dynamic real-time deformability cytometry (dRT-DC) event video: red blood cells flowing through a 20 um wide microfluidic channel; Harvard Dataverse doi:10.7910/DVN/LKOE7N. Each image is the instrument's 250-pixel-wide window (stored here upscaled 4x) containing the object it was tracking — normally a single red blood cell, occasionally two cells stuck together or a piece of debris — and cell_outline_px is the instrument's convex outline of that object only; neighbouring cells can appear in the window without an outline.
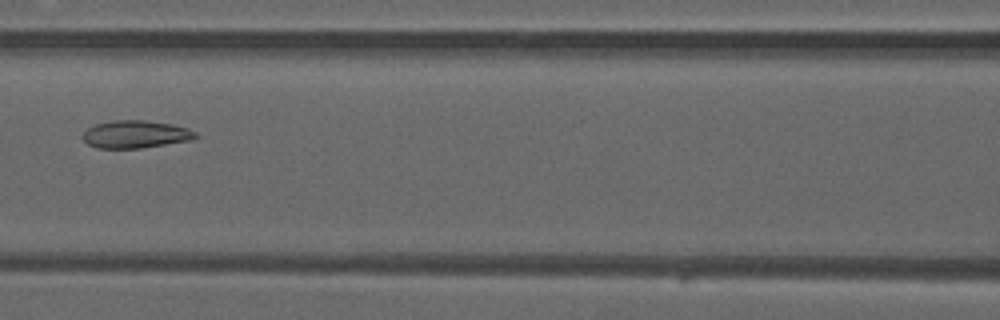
{"species": "common noctule bat (a hibernating species)", "species_latin": "Nyctalus noctula", "temperature_condition": "warm", "stored_images_in_passage": 6, "camera_frame_rate_fps": 3000, "um_per_image_px": 0.085, "animal": {"sex": "male", "forearm_length_mm": 52.5}, "frame": {"image": 1, "passage_image": 6, "time_ms": 1.667, "image_size_px": [1000, 320], "cell_outline_px": [[200, 136], [192, 140], [140, 148], [96, 148], [88, 144], [84, 140], [84, 132], [88, 128], [96, 124], [112, 120], [144, 120], [172, 124], [188, 128], [196, 132]], "centroid_in_image_um": [11.56, 11.41], "position_along_channel_um": 155.0, "area_um2": 18.15}}